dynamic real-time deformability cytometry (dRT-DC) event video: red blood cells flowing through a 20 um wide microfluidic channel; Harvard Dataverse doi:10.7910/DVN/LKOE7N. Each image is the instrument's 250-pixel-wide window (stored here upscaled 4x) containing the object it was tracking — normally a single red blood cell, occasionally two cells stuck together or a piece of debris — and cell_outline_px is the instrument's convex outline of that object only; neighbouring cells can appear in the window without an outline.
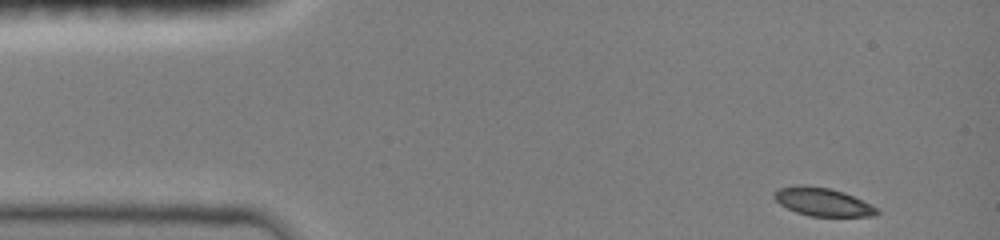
{"species": "common noctule bat (a hibernating species)", "species_latin": "Nyctalus noctula", "temperature_condition": "room temperature", "stored_images_in_passage": 42, "camera_frame_rate_fps": 3000, "um_per_image_px": 0.085, "animal": {"sex": "female", "body_mass_g": 19.0, "forearm_length_mm": 51.5}, "frame": {"image": 1, "passage_image": 1, "time_ms": 0.0, "image_size_px": [1000, 240], "cell_outline_px": [[880, 212], [876, 216], [808, 216], [796, 212], [780, 204], [772, 196], [772, 192], [776, 188], [800, 184], [804, 184], [832, 188], [844, 192], [872, 204], [880, 208]], "centroid_in_image_um": [69.93, 17.14], "position_along_channel_um": 15.1, "area_um2": 17.34}}
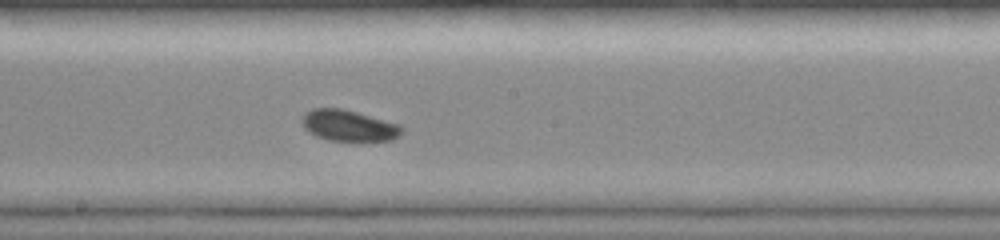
{"frame": {"image": 2, "passage_image": 23, "time_ms": 7.333, "image_size_px": [1000, 240], "cell_outline_px": [[404, 128], [400, 136], [392, 140], [356, 144], [328, 140], [316, 136], [308, 132], [304, 128], [300, 120], [304, 112], [312, 108], [344, 108], [400, 124]], "centroid_in_image_um": [29.66, 10.72], "position_along_channel_um": 218.5, "area_um2": 19.25}}
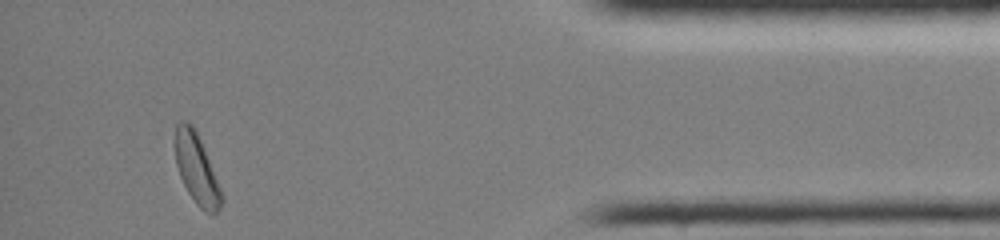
{"frame": {"image": 3, "passage_image": 41, "time_ms": 13.333, "image_size_px": [1000, 240], "cell_outline_px": [[224, 200], [220, 208], [212, 216], [204, 212], [196, 204], [188, 192], [180, 176], [176, 164], [176, 124], [180, 120], [188, 120], [192, 124], [204, 148], [224, 196]], "centroid_in_image_um": [16.74, 14.41], "position_along_channel_um": 418.5, "area_um2": 18.9}, "authors_computed_cell_mechanics": {"area_um2": 17.8891, "velocity_mm_per_s": 3.9883, "shape_relaxation_time_tau1_ms": 2.0983, "shape_relaxation_time_tau2_ms": null, "deformation_change_tau1": 0.0474, "deformation_change_tau2": null}}